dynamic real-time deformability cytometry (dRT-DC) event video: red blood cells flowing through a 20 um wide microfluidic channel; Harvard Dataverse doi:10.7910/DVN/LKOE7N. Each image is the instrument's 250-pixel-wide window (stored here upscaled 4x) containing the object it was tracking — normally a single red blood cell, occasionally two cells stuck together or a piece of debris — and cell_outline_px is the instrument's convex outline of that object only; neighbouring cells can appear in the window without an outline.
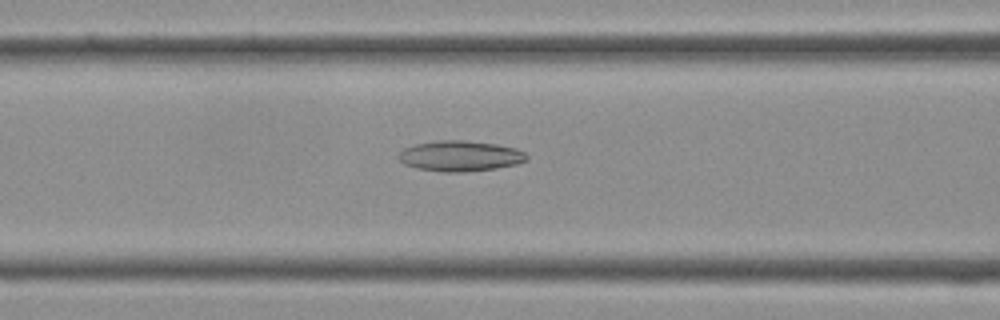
{"species": "Egyptian fruit bat (a non-hibernating species)", "species_latin": "Rousettus aegyptiacus", "temperature_condition": "cold", "stored_images_in_passage": 38, "camera_frame_rate_fps": 3000, "um_per_image_px": 0.085, "frame": {"image": 1, "passage_image": 15, "time_ms": 4.667, "image_size_px": [1000, 320], "cell_outline_px": [[528, 160], [516, 164], [496, 168], [464, 172], [444, 172], [416, 168], [404, 164], [396, 156], [404, 148], [416, 144], [440, 140], [464, 140], [496, 144], [516, 148], [524, 152], [528, 156]], "centroid_in_image_um": [39.11, 13.26], "position_along_channel_um": 127.5, "area_um2": 22.83}}
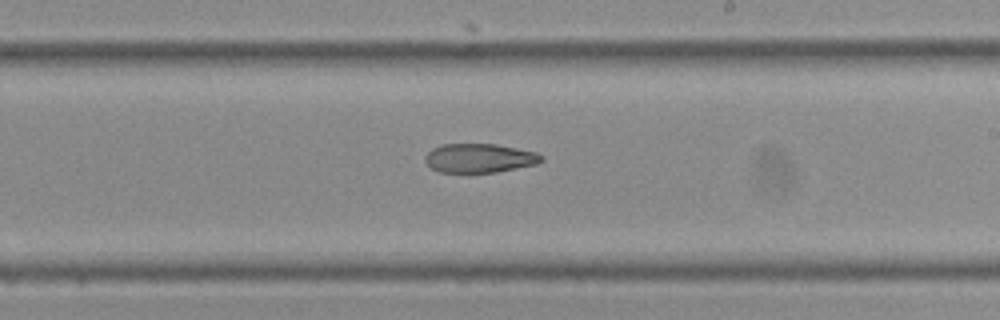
{"frame": {"image": 2, "passage_image": 22, "time_ms": 7.0, "image_size_px": [1000, 320], "cell_outline_px": [[544, 160], [536, 164], [496, 172], [440, 172], [432, 168], [424, 160], [424, 156], [432, 148], [440, 144], [496, 144], [536, 152], [544, 156]], "centroid_in_image_um": [40.75, 13.43], "position_along_channel_um": 248.3, "area_um2": 19.65}}
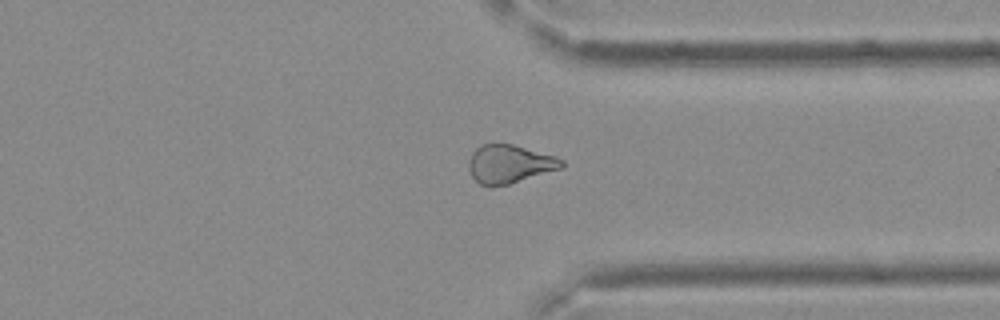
{"frame": {"image": 3, "passage_image": 29, "time_ms": 9.333, "image_size_px": [1000, 320], "cell_outline_px": [[564, 168], [508, 184], [492, 188], [488, 188], [480, 184], [472, 176], [468, 168], [468, 160], [472, 152], [480, 144], [512, 144], [556, 156], [564, 160]], "centroid_in_image_um": [43.3, 13.95], "position_along_channel_um": 368.1, "area_um2": 21.1}}